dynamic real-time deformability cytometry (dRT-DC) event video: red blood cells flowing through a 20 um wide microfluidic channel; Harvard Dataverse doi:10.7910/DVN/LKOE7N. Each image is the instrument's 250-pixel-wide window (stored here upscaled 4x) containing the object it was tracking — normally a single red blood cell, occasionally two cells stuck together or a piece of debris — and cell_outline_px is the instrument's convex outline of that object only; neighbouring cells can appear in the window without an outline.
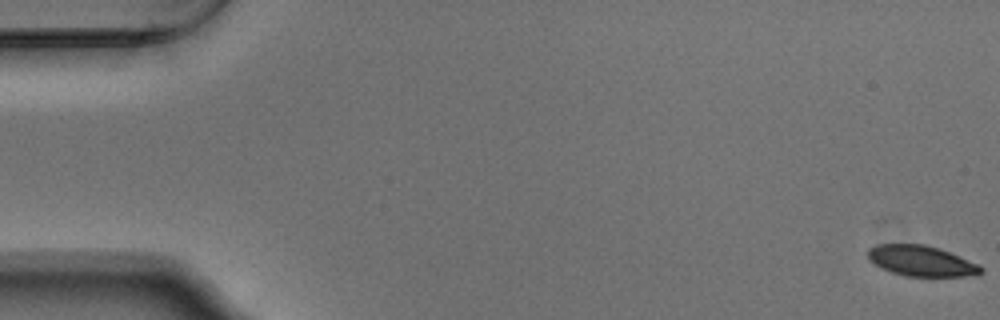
{"species": "Egyptian fruit bat (a non-hibernating species)", "species_latin": "Rousettus aegyptiacus", "temperature_condition": "warm", "stored_images_in_passage": 55, "camera_frame_rate_fps": 3000, "um_per_image_px": 0.085, "animal": {"sex": "male"}, "frame": {"image": 1, "passage_image": 1, "time_ms": 0.0, "image_size_px": [1000, 320], "cell_outline_px": [[984, 272], [964, 276], [904, 276], [880, 268], [868, 260], [868, 248], [876, 244], [924, 244], [948, 252], [976, 264], [984, 268]], "centroid_in_image_um": [78.23, 22.18], "position_along_channel_um": 6.8, "area_um2": 19.88}}
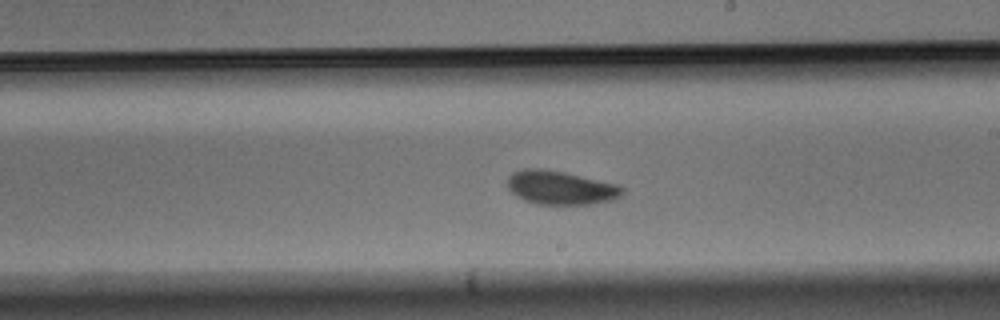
{"frame": {"image": 2, "passage_image": 32, "time_ms": 10.333, "image_size_px": [1000, 320], "cell_outline_px": [[624, 192], [620, 196], [612, 200], [588, 204], [536, 204], [524, 200], [516, 196], [508, 188], [508, 176], [512, 172], [524, 168], [540, 168], [564, 172], [620, 184], [624, 188]], "centroid_in_image_um": [47.66, 15.94], "position_along_channel_um": 241.3, "area_um2": 22.72}}
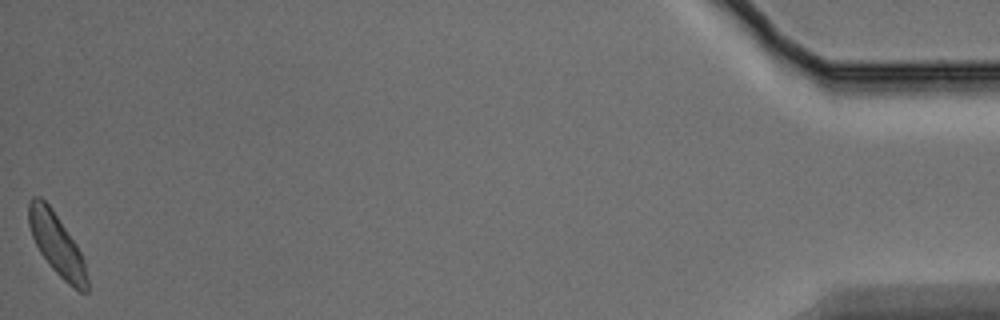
{"frame": {"image": 3, "passage_image": 55, "time_ms": 18.0, "image_size_px": [1000, 320], "cell_outline_px": [[88, 292], [80, 292], [68, 284], [48, 264], [40, 252], [32, 236], [28, 224], [28, 204], [32, 196], [40, 196], [52, 208], [76, 244], [84, 260], [88, 280]], "centroid_in_image_um": [4.82, 20.76], "position_along_channel_um": 430.4, "area_um2": 20.92}, "authors_computed_cell_mechanics": {"area_um2": 21.8484, "velocity_mm_per_s": 3.711, "shape_relaxation_time_tau1_ms": 2.3014, "shape_relaxation_time_tau2_ms": 4.5697, "deformation_change_tau1": 0.0973, "deformation_change_tau2": 0.0799}}